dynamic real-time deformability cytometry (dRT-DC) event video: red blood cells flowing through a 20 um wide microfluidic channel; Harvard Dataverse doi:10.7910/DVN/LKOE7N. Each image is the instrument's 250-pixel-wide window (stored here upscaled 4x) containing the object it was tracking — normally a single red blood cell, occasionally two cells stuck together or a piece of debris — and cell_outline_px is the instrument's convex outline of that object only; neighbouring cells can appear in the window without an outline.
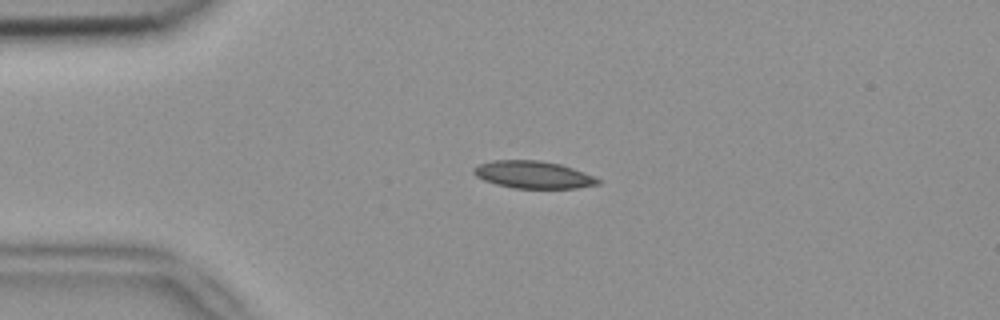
{"species": "common noctule bat (a hibernating species)", "species_latin": "Nyctalus noctula", "temperature_condition": "room temperature", "stored_images_in_passage": 4, "camera_frame_rate_fps": 3000, "um_per_image_px": 0.085, "animal": {"sex": "female", "body_mass_g": 18.4}, "frame": {"image": 1, "passage_image": 4, "time_ms": 1.0, "image_size_px": [1000, 320], "cell_outline_px": [[600, 184], [576, 188], [512, 188], [496, 184], [484, 180], [476, 176], [472, 172], [472, 168], [480, 164], [492, 160], [540, 160], [560, 164], [584, 172], [600, 180]], "centroid_in_image_um": [45.29, 14.85], "position_along_channel_um": 39.7, "area_um2": 19.77}}